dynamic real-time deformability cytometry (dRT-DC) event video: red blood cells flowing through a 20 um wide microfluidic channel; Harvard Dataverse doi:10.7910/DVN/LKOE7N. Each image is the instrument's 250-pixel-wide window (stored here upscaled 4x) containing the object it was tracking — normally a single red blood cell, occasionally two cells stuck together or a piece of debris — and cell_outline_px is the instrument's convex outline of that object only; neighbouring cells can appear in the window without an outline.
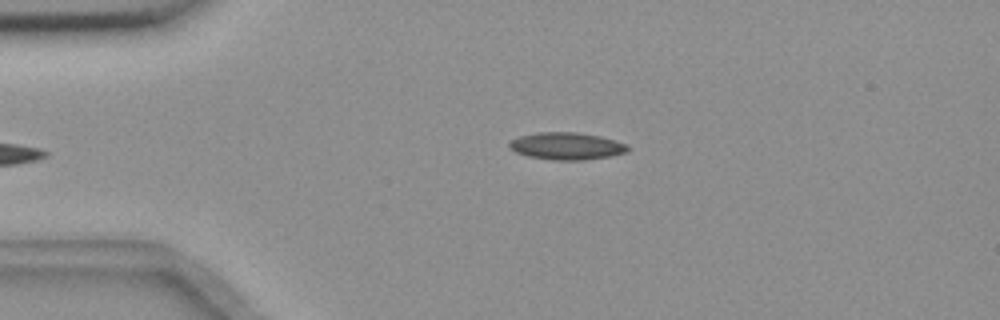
{"species": "common noctule bat (a hibernating species)", "species_latin": "Nyctalus noctula", "temperature_condition": "room temperature", "stored_images_in_passage": 4, "camera_frame_rate_fps": 3000, "um_per_image_px": 0.085, "animal": {"sex": "female", "body_mass_g": 18.4}, "frame": {"image": 1, "passage_image": 4, "time_ms": 1.0, "image_size_px": [1000, 320], "cell_outline_px": [[628, 152], [608, 156], [584, 160], [552, 160], [528, 156], [516, 152], [508, 148], [508, 144], [512, 140], [520, 136], [536, 132], [576, 132], [600, 136], [616, 140], [628, 144]], "centroid_in_image_um": [48.16, 12.41], "position_along_channel_um": 36.8, "area_um2": 18.84}}